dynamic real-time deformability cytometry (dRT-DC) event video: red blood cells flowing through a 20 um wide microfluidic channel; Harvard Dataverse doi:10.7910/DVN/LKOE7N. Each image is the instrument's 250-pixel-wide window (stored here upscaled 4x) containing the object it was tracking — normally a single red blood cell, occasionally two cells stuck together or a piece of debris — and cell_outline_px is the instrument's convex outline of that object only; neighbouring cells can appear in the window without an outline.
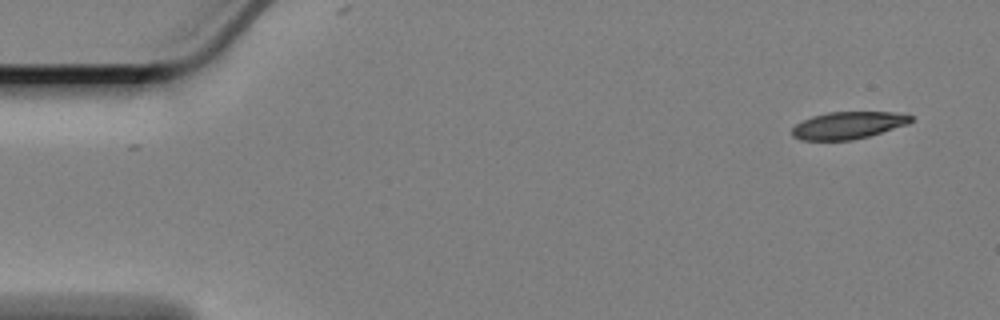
{"species": "Egyptian fruit bat (a non-hibernating species)", "species_latin": "Rousettus aegyptiacus", "temperature_condition": "cold", "stored_images_in_passage": 9, "camera_frame_rate_fps": 3000, "um_per_image_px": 0.085, "animal": {"sex": "female"}, "frame": {"image": 1, "passage_image": 1, "time_ms": 0.0, "image_size_px": [1000, 320], "cell_outline_px": [[912, 120], [908, 124], [868, 136], [852, 140], [800, 140], [792, 136], [792, 128], [796, 124], [812, 116], [828, 112], [892, 112], [912, 116]], "centroid_in_image_um": [72.06, 10.65], "position_along_channel_um": 12.9, "area_um2": 18.67}}